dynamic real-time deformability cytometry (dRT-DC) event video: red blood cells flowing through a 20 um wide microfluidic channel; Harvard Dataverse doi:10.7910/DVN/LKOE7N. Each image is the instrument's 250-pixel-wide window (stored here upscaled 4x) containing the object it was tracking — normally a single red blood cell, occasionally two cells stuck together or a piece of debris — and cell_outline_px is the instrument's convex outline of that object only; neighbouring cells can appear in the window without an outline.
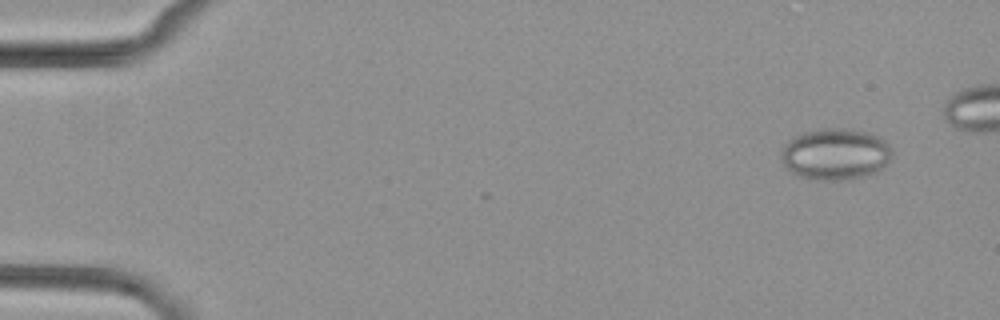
{"species": "common noctule bat (a hibernating species)", "species_latin": "Nyctalus noctula", "temperature_condition": "cold", "stored_images_in_passage": 7, "segment_of_instrument_passage": [1, 2], "camera_frame_rate_fps": 3000, "um_per_image_px": 0.085, "animal": {"sex": "female", "body_mass_g": 29.2, "forearm_length_mm": 56.3}, "frame": {"image": 1, "passage_image": 1, "time_ms": 0.0, "image_size_px": [1000, 320], "cell_outline_px": [[892, 156], [876, 172], [852, 180], [820, 180], [800, 176], [792, 172], [784, 164], [780, 156], [780, 152], [784, 144], [788, 140], [804, 132], [820, 128], [844, 128], [868, 132], [880, 136], [892, 148]], "centroid_in_image_um": [71.01, 13.09], "position_along_channel_um": 14.0, "area_um2": 33.41}}